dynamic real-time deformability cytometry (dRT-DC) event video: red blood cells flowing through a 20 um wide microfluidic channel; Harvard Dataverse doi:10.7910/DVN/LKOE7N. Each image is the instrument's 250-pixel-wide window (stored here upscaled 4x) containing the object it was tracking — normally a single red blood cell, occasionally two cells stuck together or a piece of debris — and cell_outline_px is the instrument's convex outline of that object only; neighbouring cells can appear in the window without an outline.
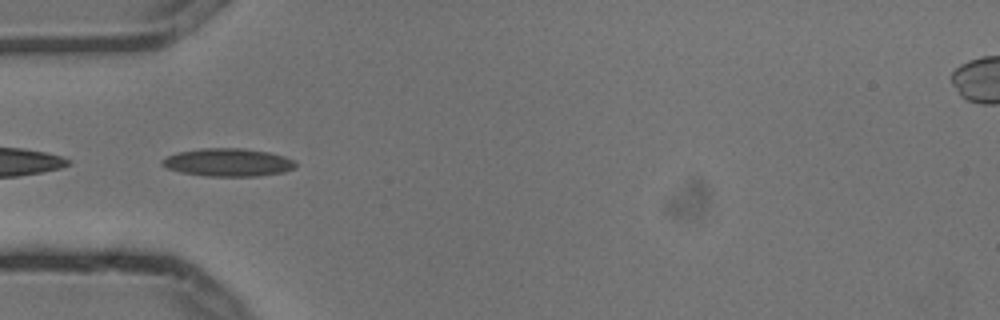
{"species": "common noctule bat (a hibernating species)", "species_latin": "Nyctalus noctula", "temperature_condition": "cold", "stored_images_in_passage": 6, "camera_frame_rate_fps": 3000, "um_per_image_px": 0.085, "animal": {"sex": "male", "body_mass_g": 13.3}, "frame": {"image": 1, "passage_image": 4, "time_ms": 1.0, "image_size_px": [1000, 320], "cell_outline_px": [[296, 168], [284, 172], [256, 176], [208, 176], [180, 172], [168, 168], [160, 164], [160, 160], [168, 156], [180, 152], [200, 148], [244, 148], [268, 152], [284, 156], [292, 160], [296, 164]], "centroid_in_image_um": [19.38, 13.8], "position_along_channel_um": 65.6, "area_um2": 21.68}}
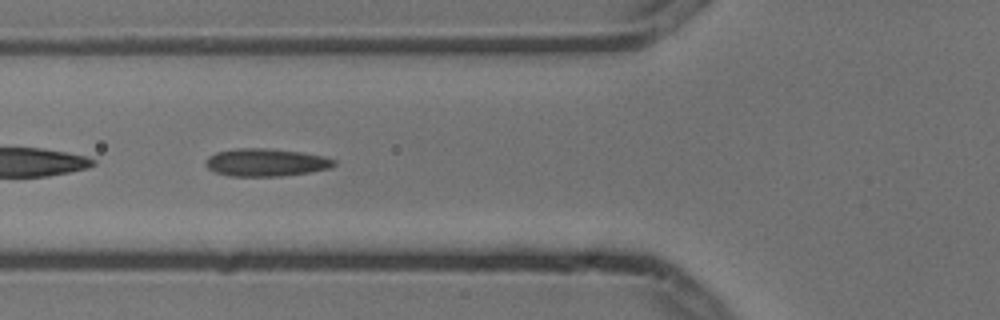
{"frame": {"image": 2, "passage_image": 5, "time_ms": 1.333, "image_size_px": [1000, 320], "cell_outline_px": [[336, 164], [332, 168], [308, 172], [280, 176], [228, 176], [216, 172], [208, 168], [204, 164], [208, 156], [216, 152], [236, 148], [268, 148], [300, 152], [324, 156], [336, 160]], "centroid_in_image_um": [22.6, 13.8], "position_along_channel_um": 103.2, "area_um2": 20.81}}
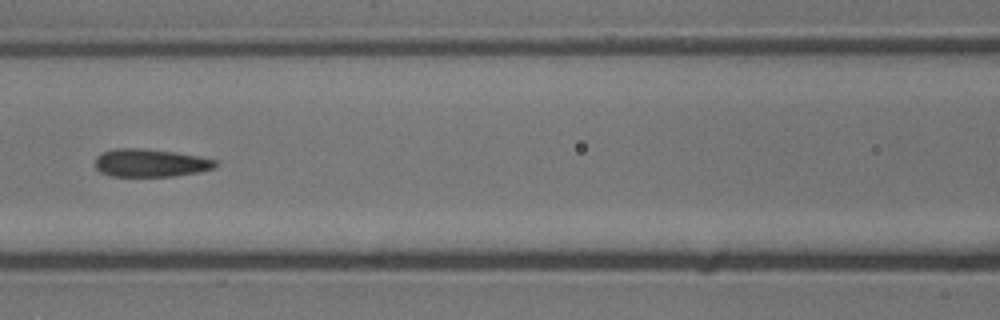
{"frame": {"image": 3, "passage_image": 6, "time_ms": 1.667, "image_size_px": [1000, 320], "cell_outline_px": [[220, 164], [216, 168], [200, 172], [176, 176], [112, 176], [100, 172], [96, 168], [96, 156], [112, 148], [140, 148], [172, 152], [196, 156], [216, 160]], "centroid_in_image_um": [12.81, 13.85], "position_along_channel_um": 153.8, "area_um2": 19.59}}